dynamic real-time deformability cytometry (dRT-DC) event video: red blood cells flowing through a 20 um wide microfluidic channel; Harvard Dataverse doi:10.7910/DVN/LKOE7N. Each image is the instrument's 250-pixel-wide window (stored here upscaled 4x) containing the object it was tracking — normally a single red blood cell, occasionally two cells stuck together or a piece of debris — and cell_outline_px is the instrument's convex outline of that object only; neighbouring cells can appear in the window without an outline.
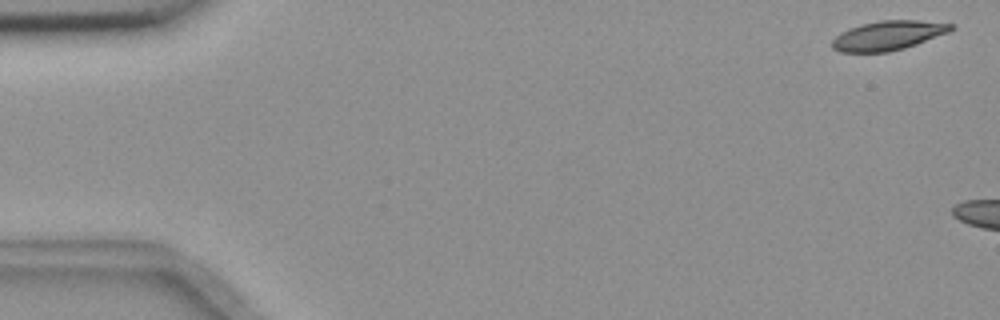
{"species": "common noctule bat (a hibernating species)", "species_latin": "Nyctalus noctula", "temperature_condition": "room temperature", "stored_images_in_passage": 15, "camera_frame_rate_fps": 3000, "um_per_image_px": 0.085, "animal": {"sex": "female", "body_mass_g": 18.4}, "frame": {"image": 1, "passage_image": 1, "time_ms": 0.0, "image_size_px": [1000, 320], "cell_outline_px": [[956, 28], [948, 32], [916, 44], [904, 48], [888, 52], [840, 52], [832, 48], [832, 40], [840, 32], [848, 28], [860, 24], [880, 20], [916, 20], [956, 24]], "centroid_in_image_um": [75.48, 3.01], "position_along_channel_um": 9.5, "area_um2": 20.4}}